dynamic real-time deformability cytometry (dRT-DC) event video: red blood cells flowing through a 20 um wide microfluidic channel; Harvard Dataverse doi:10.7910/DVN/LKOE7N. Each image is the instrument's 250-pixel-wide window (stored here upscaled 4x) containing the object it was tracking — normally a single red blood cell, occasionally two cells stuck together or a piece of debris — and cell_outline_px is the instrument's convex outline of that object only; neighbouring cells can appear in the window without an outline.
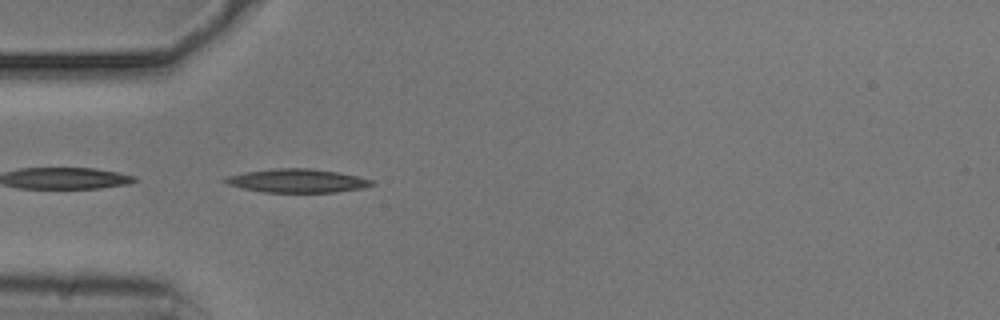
{"species": "common noctule bat (a hibernating species)", "species_latin": "Nyctalus noctula", "temperature_condition": "cold", "stored_images_in_passage": 21, "camera_frame_rate_fps": 3000, "um_per_image_px": 0.085, "animal": {"sex": "male", "body_mass_g": 20.5, "forearm_length_mm": 52.5}, "frame": {"image": 1, "passage_image": 1, "time_ms": 0.0, "image_size_px": [1000, 320], "cell_outline_px": [[376, 184], [364, 188], [336, 192], [264, 192], [244, 188], [228, 184], [220, 180], [228, 176], [244, 172], [276, 168], [308, 168], [336, 172], [376, 180]], "centroid_in_image_um": [25.3, 15.36], "position_along_channel_um": 59.7, "area_um2": 20.11}}
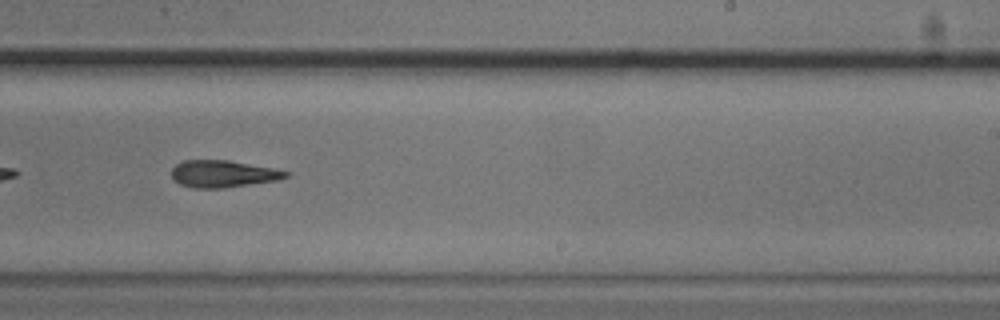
{"frame": {"image": 2, "passage_image": 18, "time_ms": 5.667, "image_size_px": [1000, 320], "cell_outline_px": [[288, 176], [276, 180], [224, 188], [196, 188], [180, 184], [172, 176], [172, 168], [180, 160], [228, 160], [272, 168], [288, 172]], "centroid_in_image_um": [18.91, 14.77], "position_along_channel_um": 270.1, "area_um2": 17.74}}